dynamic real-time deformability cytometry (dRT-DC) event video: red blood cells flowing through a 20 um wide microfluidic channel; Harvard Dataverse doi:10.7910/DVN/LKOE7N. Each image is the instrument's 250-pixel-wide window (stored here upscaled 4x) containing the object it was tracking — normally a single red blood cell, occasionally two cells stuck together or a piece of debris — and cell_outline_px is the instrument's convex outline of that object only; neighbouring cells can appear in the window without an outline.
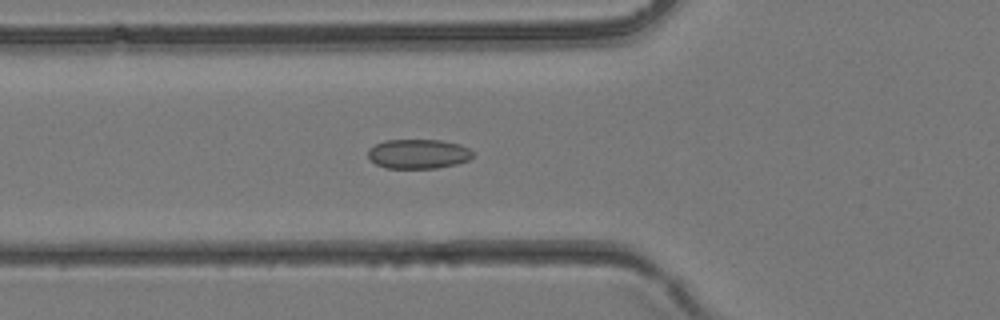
{"species": "common noctule bat (a hibernating species)", "species_latin": "Nyctalus noctula", "temperature_condition": "room temperature", "stored_images_in_passage": 25, "camera_frame_rate_fps": 3000, "um_per_image_px": 0.085, "animal": {"sex": "female", "body_mass_g": 24.6, "forearm_length_mm": 56.2}, "frame": {"image": 1, "passage_image": 6, "time_ms": 1.667, "image_size_px": [1000, 320], "cell_outline_px": [[476, 152], [468, 160], [456, 164], [436, 168], [384, 168], [376, 164], [368, 156], [368, 148], [384, 140], [440, 140], [460, 144]], "centroid_in_image_um": [35.56, 13.08], "position_along_channel_um": 90.2, "area_um2": 18.09}}
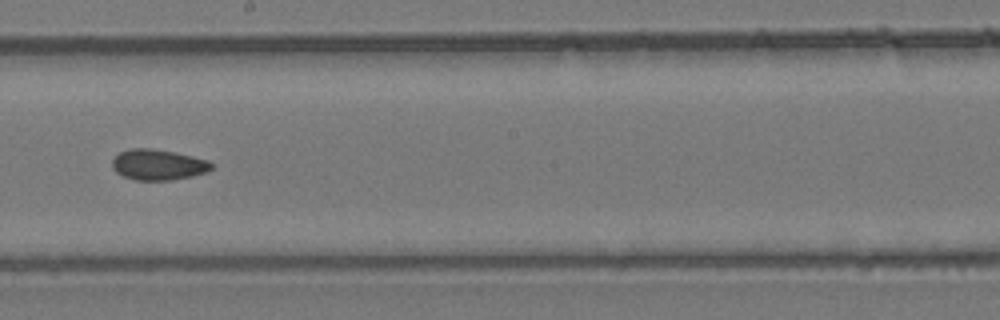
{"frame": {"image": 2, "passage_image": 14, "time_ms": 4.333, "image_size_px": [1000, 320], "cell_outline_px": [[212, 168], [208, 172], [192, 176], [172, 180], [136, 180], [124, 176], [116, 172], [112, 168], [112, 160], [120, 152], [128, 148], [152, 148], [176, 152], [208, 160], [212, 164]], "centroid_in_image_um": [13.44, 13.99], "position_along_channel_um": 234.8, "area_um2": 17.86}}
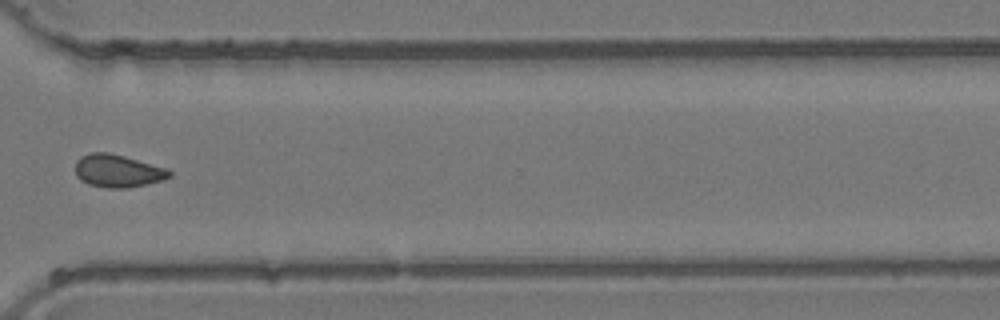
{"frame": {"image": 3, "passage_image": 21, "time_ms": 6.667, "image_size_px": [1000, 320], "cell_outline_px": [[172, 176], [164, 180], [128, 188], [108, 188], [88, 184], [80, 180], [76, 176], [76, 160], [80, 156], [88, 152], [108, 152], [124, 156], [164, 168], [172, 172]], "centroid_in_image_um": [9.97, 14.53], "position_along_channel_um": 360.6, "area_um2": 17.98}}